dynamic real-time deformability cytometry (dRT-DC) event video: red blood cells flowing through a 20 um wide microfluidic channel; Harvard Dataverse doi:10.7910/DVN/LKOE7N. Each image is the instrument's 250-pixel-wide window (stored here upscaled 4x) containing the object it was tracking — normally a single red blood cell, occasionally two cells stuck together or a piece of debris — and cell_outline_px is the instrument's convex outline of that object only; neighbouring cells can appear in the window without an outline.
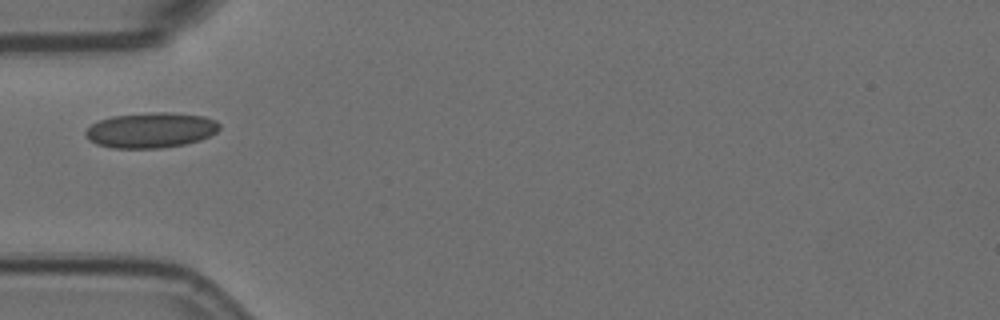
{"species": "Egyptian fruit bat (a non-hibernating species)", "species_latin": "Rousettus aegyptiacus", "temperature_condition": "room temperature", "stored_images_in_passage": 11, "camera_frame_rate_fps": 3000, "um_per_image_px": 0.085, "animal": {"sex": "female"}, "frame": {"image": 1, "passage_image": 1, "time_ms": 0.0, "image_size_px": [1000, 320], "cell_outline_px": [[220, 128], [216, 132], [200, 140], [184, 144], [160, 148], [112, 148], [96, 144], [88, 140], [84, 132], [92, 124], [100, 120], [112, 116], [152, 112], [172, 112], [204, 116], [216, 120], [220, 124]], "centroid_in_image_um": [12.82, 11.06], "position_along_channel_um": 72.2, "area_um2": 27.63}}
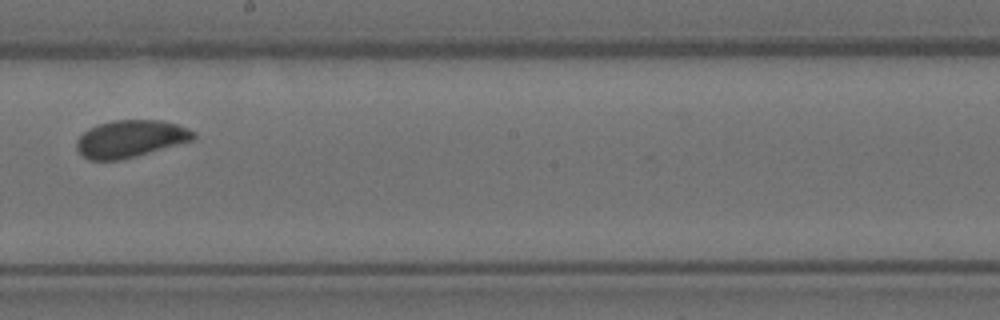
{"frame": {"image": 2, "passage_image": 5, "time_ms": 1.333, "image_size_px": [1000, 320], "cell_outline_px": [[196, 136], [192, 140], [136, 156], [120, 160], [88, 160], [76, 148], [76, 140], [88, 128], [112, 120], [160, 120], [176, 124], [188, 128], [196, 132]], "centroid_in_image_um": [11.08, 11.79], "position_along_channel_um": 237.1, "area_um2": 25.2}}
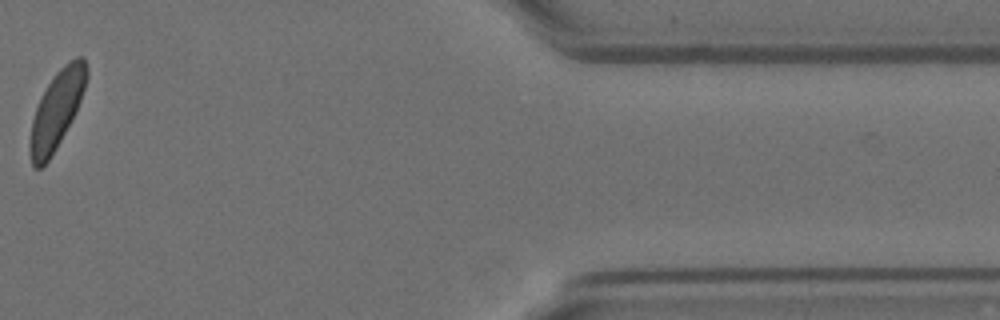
{"frame": {"image": 3, "passage_image": 10, "time_ms": 3.0, "image_size_px": [1000, 320], "cell_outline_px": [[88, 76], [80, 100], [56, 148], [48, 160], [40, 168], [32, 168], [28, 144], [32, 120], [40, 96], [56, 72], [68, 60], [76, 56], [84, 56], [88, 68]], "centroid_in_image_um": [4.79, 9.31], "position_along_channel_um": 406.6, "area_um2": 25.32}}